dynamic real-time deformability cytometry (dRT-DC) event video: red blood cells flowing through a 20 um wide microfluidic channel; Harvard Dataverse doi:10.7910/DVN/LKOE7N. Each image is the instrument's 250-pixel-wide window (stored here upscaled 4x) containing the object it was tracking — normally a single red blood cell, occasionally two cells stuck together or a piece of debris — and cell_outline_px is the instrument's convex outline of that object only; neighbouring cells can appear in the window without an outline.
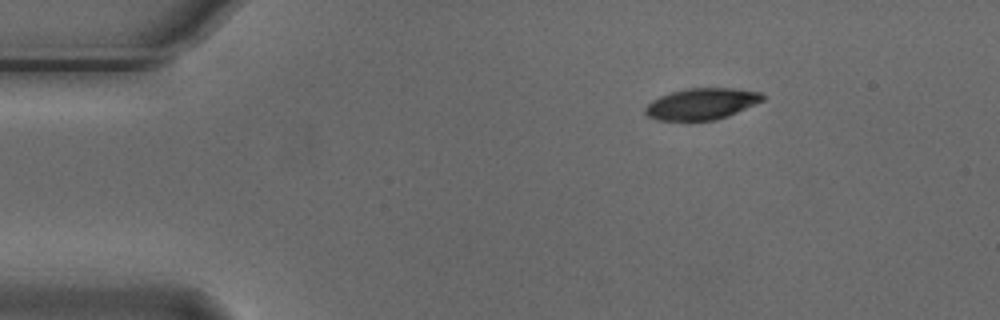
{"species": "Egyptian fruit bat (a non-hibernating species)", "species_latin": "Rousettus aegyptiacus", "temperature_condition": "cold", "stored_images_in_passage": 3, "camera_frame_rate_fps": 3000, "um_per_image_px": 0.085, "animal": {"sex": "male"}, "frame": {"image": 1, "passage_image": 1, "time_ms": 0.0, "image_size_px": [1000, 320], "cell_outline_px": [[764, 100], [728, 116], [716, 120], [656, 120], [648, 116], [644, 112], [644, 108], [652, 100], [660, 96], [684, 88], [732, 88], [760, 92], [764, 96]], "centroid_in_image_um": [59.62, 8.82], "position_along_channel_um": 25.4, "area_um2": 21.39}}